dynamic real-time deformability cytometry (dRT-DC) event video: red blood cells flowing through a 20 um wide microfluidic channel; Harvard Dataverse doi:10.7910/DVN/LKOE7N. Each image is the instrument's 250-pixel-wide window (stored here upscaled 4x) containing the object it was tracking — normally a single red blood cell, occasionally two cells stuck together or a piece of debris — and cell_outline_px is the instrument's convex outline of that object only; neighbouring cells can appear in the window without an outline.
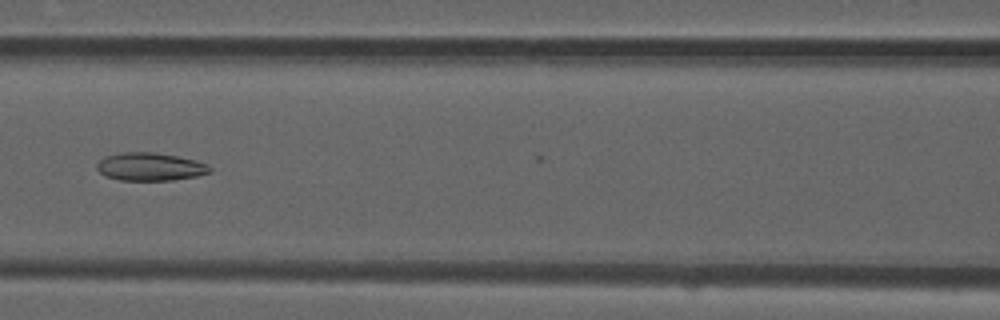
{"species": "common noctule bat (a hibernating species)", "species_latin": "Nyctalus noctula", "temperature_condition": "room temperature", "stored_images_in_passage": 5, "camera_frame_rate_fps": 3000, "um_per_image_px": 0.085, "animal": {"sex": "male", "forearm_length_mm": 52.5}, "frame": {"image": 1, "passage_image": 4, "time_ms": 1.0, "image_size_px": [1000, 320], "cell_outline_px": [[212, 172], [196, 176], [172, 180], [120, 180], [104, 176], [96, 168], [96, 164], [104, 156], [124, 152], [152, 152], [176, 156], [196, 160], [208, 164], [212, 168]], "centroid_in_image_um": [12.76, 14.17], "position_along_channel_um": 153.8, "area_um2": 18.5}}
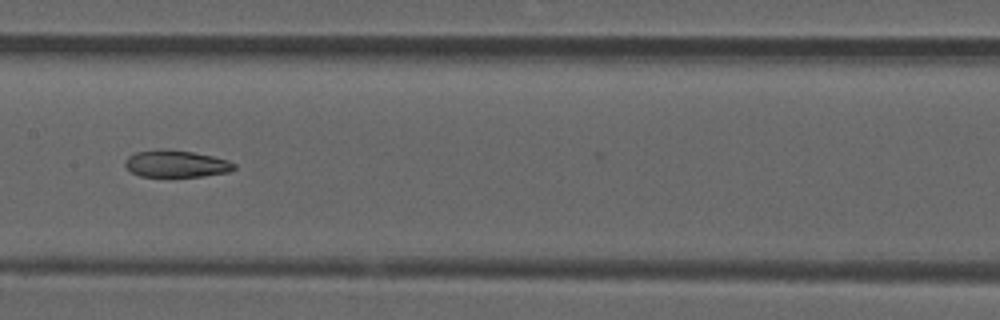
{"frame": {"image": 2, "passage_image": 5, "time_ms": 1.333, "image_size_px": [1000, 320], "cell_outline_px": [[236, 168], [228, 172], [200, 176], [140, 176], [132, 172], [124, 164], [124, 160], [128, 156], [136, 152], [160, 148], [192, 152], [212, 156], [228, 160], [236, 164]], "centroid_in_image_um": [14.96, 13.91], "position_along_channel_um": 192.4, "area_um2": 17.05}}